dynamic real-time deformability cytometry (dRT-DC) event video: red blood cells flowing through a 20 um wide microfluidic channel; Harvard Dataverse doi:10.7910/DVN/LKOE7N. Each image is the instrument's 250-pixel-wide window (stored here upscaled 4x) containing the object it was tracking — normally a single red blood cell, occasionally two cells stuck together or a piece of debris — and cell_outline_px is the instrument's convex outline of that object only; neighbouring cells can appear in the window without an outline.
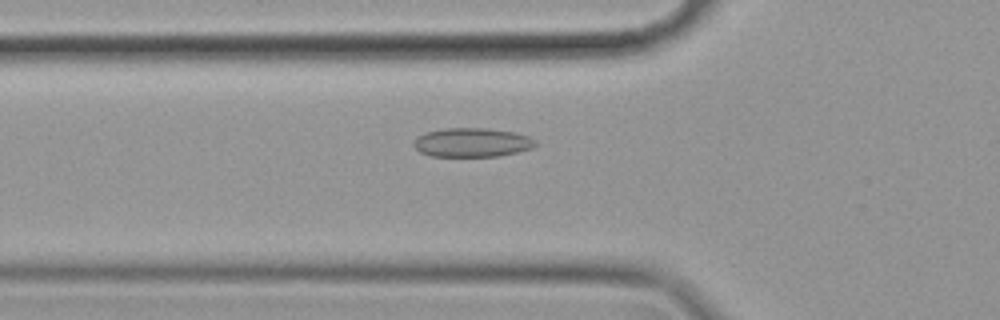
{"species": "common noctule bat (a hibernating species)", "species_latin": "Nyctalus noctula", "temperature_condition": "cold", "stored_images_in_passage": 57, "camera_frame_rate_fps": 3000, "um_per_image_px": 0.085, "animal": {"sex": "female", "body_mass_g": 19.9}, "frame": {"image": 1, "passage_image": 19, "time_ms": 6.0, "image_size_px": [1000, 320], "cell_outline_px": [[536, 144], [532, 148], [500, 156], [428, 156], [420, 152], [412, 144], [424, 132], [444, 128], [484, 128], [516, 132], [528, 136], [536, 140]], "centroid_in_image_um": [40.13, 12.11], "position_along_channel_um": 85.7, "area_um2": 20.58}}
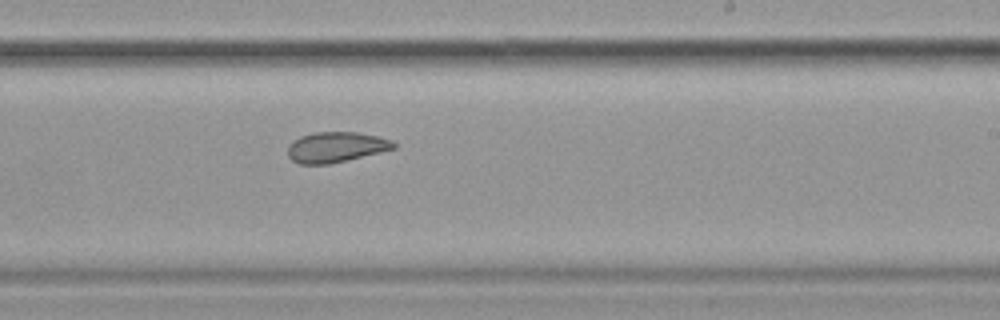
{"frame": {"image": 2, "passage_image": 34, "time_ms": 11.0, "image_size_px": [1000, 320], "cell_outline_px": [[396, 148], [380, 152], [328, 164], [300, 164], [292, 160], [288, 156], [288, 144], [292, 140], [300, 136], [312, 132], [356, 132], [376, 136], [392, 140], [396, 144]], "centroid_in_image_um": [28.52, 12.49], "position_along_channel_um": 260.5, "area_um2": 18.73}}
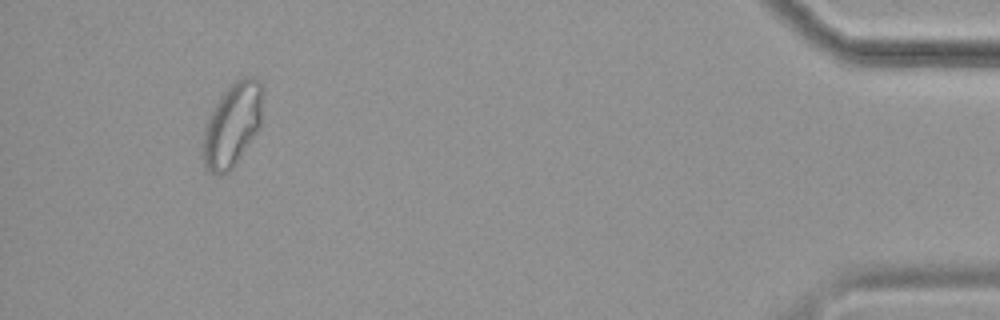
{"frame": {"image": 3, "passage_image": 53, "time_ms": 17.333, "image_size_px": [1000, 320], "cell_outline_px": [[264, 96], [260, 124], [256, 132], [236, 164], [228, 172], [220, 176], [216, 176], [204, 168], [204, 128], [212, 108], [220, 96], [240, 76], [252, 76], [260, 80], [264, 88]], "centroid_in_image_um": [19.77, 10.58], "position_along_channel_um": 415.4, "area_um2": 29.36}, "authors_computed_cell_mechanics": {"area_um2": 22.3686, "velocity_mm_per_s": 3.4967, "shape_relaxation_time_tau1_ms": null, "shape_relaxation_time_tau2_ms": 2.5108, "deformation_change_tau1": null, "deformation_change_tau2": 0.0743}}